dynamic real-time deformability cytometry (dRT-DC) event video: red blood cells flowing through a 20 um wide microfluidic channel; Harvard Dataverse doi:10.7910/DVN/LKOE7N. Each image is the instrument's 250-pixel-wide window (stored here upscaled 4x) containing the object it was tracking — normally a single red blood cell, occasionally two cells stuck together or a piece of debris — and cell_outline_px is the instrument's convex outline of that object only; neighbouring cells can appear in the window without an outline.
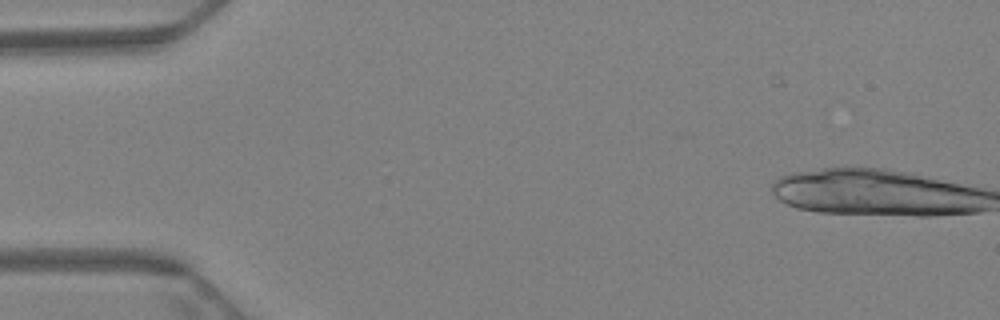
{"species": "Egyptian fruit bat (a non-hibernating species)", "species_latin": "Rousettus aegyptiacus", "temperature_condition": "warm", "stored_images_in_passage": 15, "camera_frame_rate_fps": 3000, "um_per_image_px": 0.085, "animal": {"sex": "female"}, "frame": {"image": 1, "passage_image": 1, "time_ms": 0.0, "image_size_px": [1000, 320], "cell_outline_px": [[984, 192], [964, 212], [840, 212], [808, 208], [872, 176], [896, 176], [924, 180], [948, 184]], "centroid_in_image_um": [76.52, 16.73], "position_along_channel_um": 8.5, "area_um2": 31.91}}